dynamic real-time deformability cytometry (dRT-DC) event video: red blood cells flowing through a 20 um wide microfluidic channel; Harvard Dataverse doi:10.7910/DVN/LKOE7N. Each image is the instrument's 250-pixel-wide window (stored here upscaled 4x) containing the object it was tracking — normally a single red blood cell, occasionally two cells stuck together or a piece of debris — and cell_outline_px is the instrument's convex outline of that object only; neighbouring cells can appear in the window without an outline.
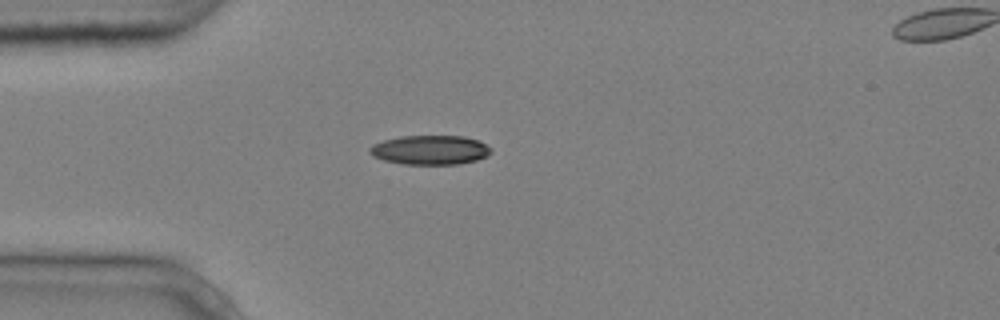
{"species": "common noctule bat (a hibernating species)", "species_latin": "Nyctalus noctula", "temperature_condition": "cold", "stored_images_in_passage": 2, "camera_frame_rate_fps": 3000, "um_per_image_px": 0.085, "animal": {"sex": "male", "body_mass_g": 20.4}, "frame": {"image": 1, "passage_image": 1, "time_ms": 0.0, "image_size_px": [1000, 320], "cell_outline_px": [[492, 152], [488, 156], [476, 160], [460, 164], [404, 164], [384, 160], [372, 156], [368, 152], [368, 148], [372, 144], [384, 140], [400, 136], [464, 136], [476, 140], [492, 148]], "centroid_in_image_um": [36.54, 12.75], "position_along_channel_um": 48.5, "area_um2": 20.81}}